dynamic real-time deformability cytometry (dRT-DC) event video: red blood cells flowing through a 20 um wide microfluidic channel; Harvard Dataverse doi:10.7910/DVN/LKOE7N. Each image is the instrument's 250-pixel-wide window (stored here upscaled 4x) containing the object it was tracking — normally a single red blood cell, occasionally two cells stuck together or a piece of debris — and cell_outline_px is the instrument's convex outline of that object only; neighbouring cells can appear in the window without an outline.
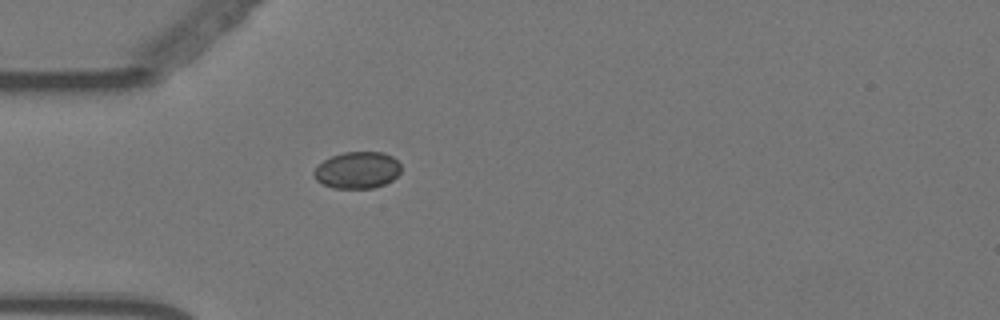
{"species": "Egyptian fruit bat (a non-hibernating species)", "species_latin": "Rousettus aegyptiacus", "temperature_condition": "warm", "stored_images_in_passage": 37, "camera_frame_rate_fps": 3000, "um_per_image_px": 0.085, "animal": {"sex": "female"}, "frame": {"image": 1, "passage_image": 1, "time_ms": 0.0, "image_size_px": [1000, 320], "cell_outline_px": [[400, 172], [392, 180], [384, 184], [372, 188], [332, 188], [316, 180], [312, 172], [324, 160], [332, 156], [344, 152], [384, 152], [392, 156], [400, 164]], "centroid_in_image_um": [30.37, 14.46], "position_along_channel_um": 54.6, "area_um2": 18.55}}
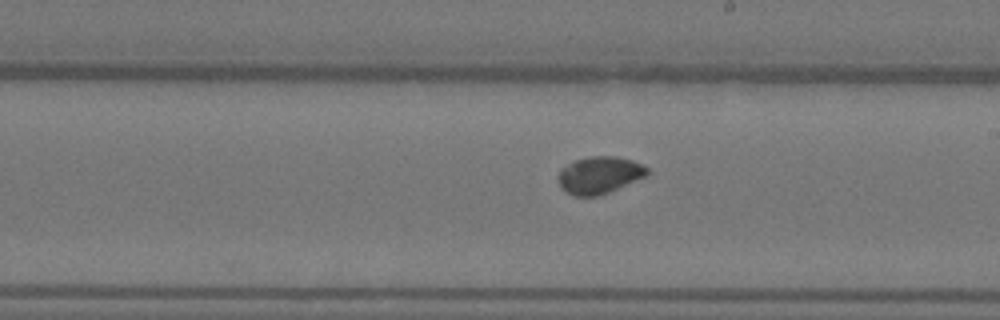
{"frame": {"image": 2, "passage_image": 17, "time_ms": 5.333, "image_size_px": [1000, 320], "cell_outline_px": [[648, 172], [644, 176], [600, 196], [572, 196], [564, 192], [560, 188], [556, 176], [560, 168], [576, 160], [588, 156], [616, 156], [632, 160], [648, 168]], "centroid_in_image_um": [50.86, 14.89], "position_along_channel_um": 238.1, "area_um2": 19.36}}
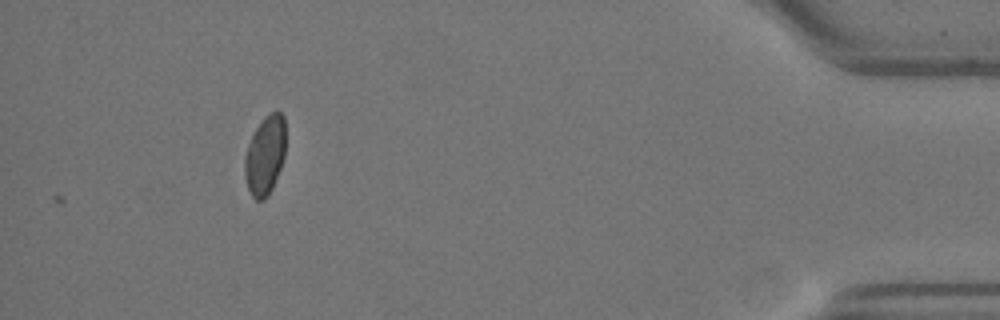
{"frame": {"image": 3, "passage_image": 37, "time_ms": 12.0, "image_size_px": [1000, 320], "cell_outline_px": [[284, 156], [280, 168], [272, 188], [268, 196], [264, 200], [256, 200], [252, 196], [248, 188], [244, 176], [244, 156], [248, 144], [256, 128], [264, 116], [268, 112], [276, 108], [284, 116]], "centroid_in_image_um": [22.51, 13.17], "position_along_channel_um": 412.7, "area_um2": 18.96}, "authors_computed_cell_mechanics": {"area_um2": 18.9006, "velocity_mm_per_s": 3.5475, "shape_relaxation_time_tau1_ms": 9.6762, "shape_relaxation_time_tau2_ms": null, "deformation_change_tau1": 0.1022, "deformation_change_tau2": null}}